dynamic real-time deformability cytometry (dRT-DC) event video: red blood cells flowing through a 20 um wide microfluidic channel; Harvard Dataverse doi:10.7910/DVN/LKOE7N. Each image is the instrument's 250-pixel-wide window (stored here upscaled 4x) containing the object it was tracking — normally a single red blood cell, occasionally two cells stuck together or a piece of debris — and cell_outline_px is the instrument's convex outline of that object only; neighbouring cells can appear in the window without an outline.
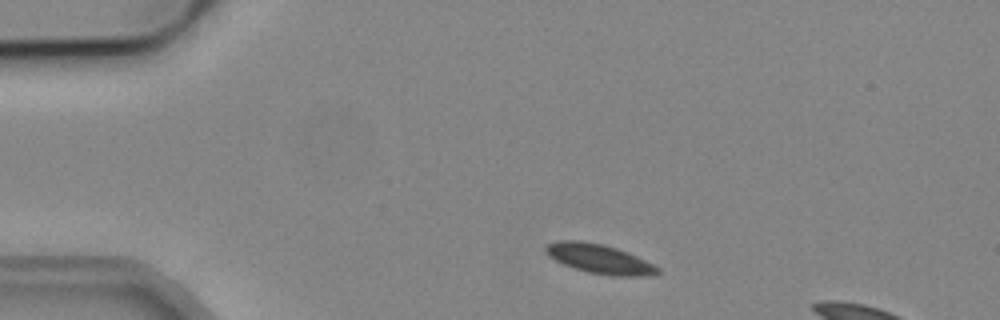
{"species": "common noctule bat (a hibernating species)", "species_latin": "Nyctalus noctula", "temperature_condition": "cold", "stored_images_in_passage": 9, "camera_frame_rate_fps": 3000, "um_per_image_px": 0.085, "animal": {"sex": "male", "body_mass_g": 19.2, "forearm_length_mm": 51.8}, "frame": {"image": 1, "passage_image": 4, "time_ms": 1.0, "image_size_px": [1000, 320], "cell_outline_px": [[660, 272], [652, 276], [612, 276], [588, 272], [564, 264], [548, 256], [544, 252], [544, 248], [548, 244], [560, 240], [580, 240], [604, 244], [616, 248], [636, 256], [660, 268]], "centroid_in_image_um": [50.94, 22.0], "position_along_channel_um": 34.1, "area_um2": 19.07}}